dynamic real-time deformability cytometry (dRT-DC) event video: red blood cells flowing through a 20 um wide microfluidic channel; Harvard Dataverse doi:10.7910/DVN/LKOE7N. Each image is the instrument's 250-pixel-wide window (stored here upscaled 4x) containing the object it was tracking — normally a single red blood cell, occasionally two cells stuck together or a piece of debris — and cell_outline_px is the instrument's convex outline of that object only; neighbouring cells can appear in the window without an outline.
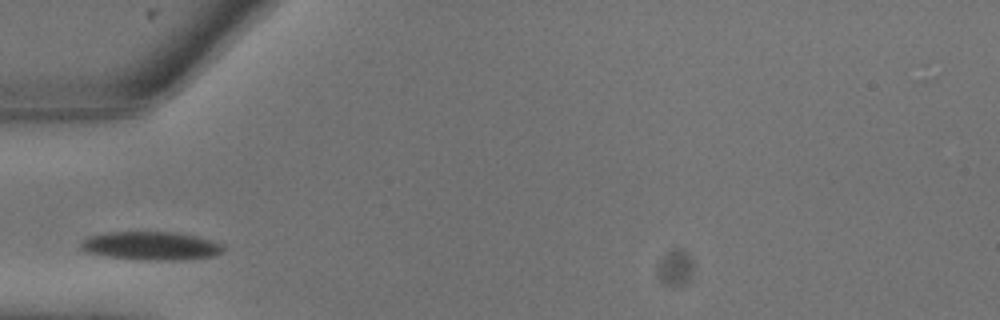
{"species": "common noctule bat (a hibernating species)", "species_latin": "Nyctalus noctula", "temperature_condition": "warm", "stored_images_in_passage": 2, "camera_frame_rate_fps": 3000, "um_per_image_px": 0.085, "animal": {"sex": "male", "body_mass_g": 13.3}, "frame": {"image": 1, "passage_image": 1, "time_ms": 0.0, "image_size_px": [1000, 320], "cell_outline_px": [[224, 252], [216, 256], [176, 260], [148, 260], [108, 256], [84, 252], [76, 248], [76, 244], [80, 240], [88, 236], [108, 232], [176, 232], [196, 236], [212, 240], [224, 244]], "centroid_in_image_um": [12.79, 20.89], "position_along_channel_um": 72.2, "area_um2": 24.04}}